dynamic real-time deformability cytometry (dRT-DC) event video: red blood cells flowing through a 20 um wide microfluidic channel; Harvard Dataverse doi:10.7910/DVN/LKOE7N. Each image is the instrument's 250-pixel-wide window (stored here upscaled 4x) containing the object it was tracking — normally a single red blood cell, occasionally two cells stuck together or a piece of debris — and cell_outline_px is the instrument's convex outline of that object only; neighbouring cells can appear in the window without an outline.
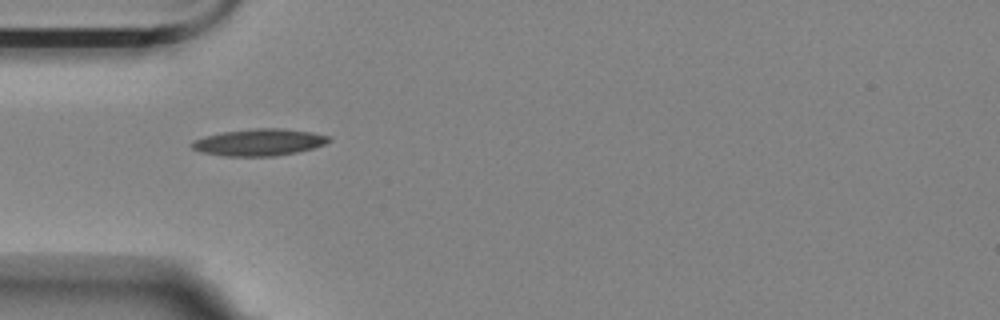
{"species": "Egyptian fruit bat (a non-hibernating species)", "species_latin": "Rousettus aegyptiacus", "temperature_condition": "room temperature", "stored_images_in_passage": 41, "camera_frame_rate_fps": 3000, "um_per_image_px": 0.085, "animal": {"sex": "female"}, "frame": {"image": 1, "passage_image": 1, "time_ms": 0.0, "image_size_px": [1000, 320], "cell_outline_px": [[332, 140], [324, 144], [312, 148], [296, 152], [276, 156], [224, 156], [200, 152], [192, 148], [192, 140], [204, 136], [224, 132], [256, 128], [280, 128], [312, 132], [332, 136]], "centroid_in_image_um": [22.04, 12.09], "position_along_channel_um": 63.0, "area_um2": 21.44}}
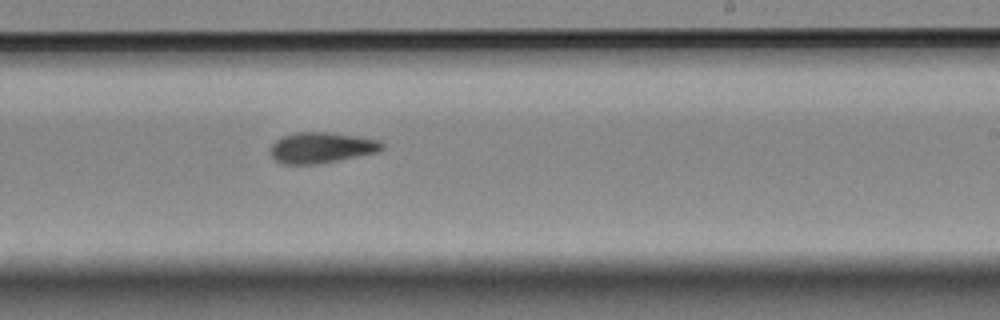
{"frame": {"image": 2, "passage_image": 18, "time_ms": 5.667, "image_size_px": [1000, 320], "cell_outline_px": [[384, 148], [380, 152], [340, 160], [316, 164], [280, 164], [268, 152], [272, 144], [276, 140], [284, 136], [296, 132], [328, 132], [356, 136], [380, 140], [384, 144]], "centroid_in_image_um": [27.34, 12.56], "position_along_channel_um": 261.7, "area_um2": 20.23}}
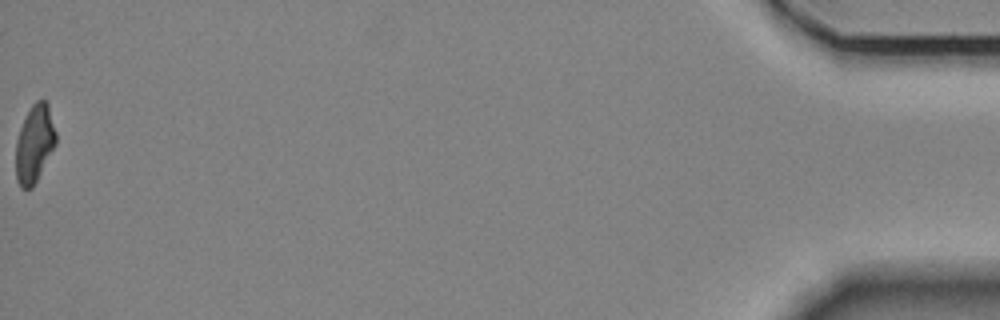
{"frame": {"image": 3, "passage_image": 41, "time_ms": 13.333, "image_size_px": [1000, 320], "cell_outline_px": [[56, 144], [32, 188], [20, 188], [16, 180], [16, 140], [20, 128], [32, 104], [36, 100], [44, 100], [48, 104], [56, 132]], "centroid_in_image_um": [2.93, 12.23], "position_along_channel_um": 432.3, "area_um2": 17.98}, "authors_computed_cell_mechanics": {"area_um2": 19.5364, "velocity_mm_per_s": 3.5145, "shape_relaxation_time_tau1_ms": 10.7871, "shape_relaxation_time_tau2_ms": 5.507, "deformation_change_tau1": 0.275, "deformation_change_tau2": 0.1335}}